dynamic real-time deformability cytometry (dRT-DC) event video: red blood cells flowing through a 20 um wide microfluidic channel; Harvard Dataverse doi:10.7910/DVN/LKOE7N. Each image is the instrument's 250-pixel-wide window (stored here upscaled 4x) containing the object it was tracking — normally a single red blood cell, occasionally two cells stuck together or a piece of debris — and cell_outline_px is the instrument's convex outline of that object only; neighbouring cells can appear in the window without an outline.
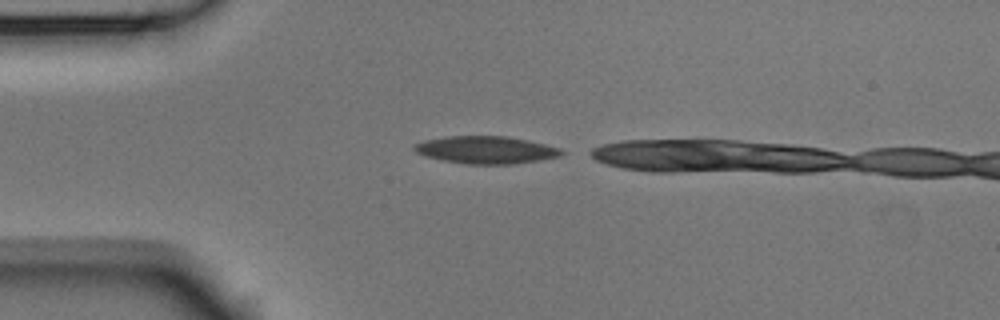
{"species": "Egyptian fruit bat (a non-hibernating species)", "species_latin": "Rousettus aegyptiacus", "temperature_condition": "room temperature", "stored_images_in_passage": 30, "camera_frame_rate_fps": 3000, "um_per_image_px": 0.085, "animal": {"sex": "male"}, "frame": {"image": 1, "passage_image": 1, "time_ms": 0.0, "image_size_px": [1000, 320], "cell_outline_px": [[564, 152], [560, 156], [540, 160], [512, 164], [468, 164], [444, 160], [424, 156], [416, 152], [412, 148], [412, 144], [424, 140], [444, 136], [508, 136], [544, 144], [560, 148]], "centroid_in_image_um": [41.26, 12.73], "position_along_channel_um": 43.7, "area_um2": 23.58}}
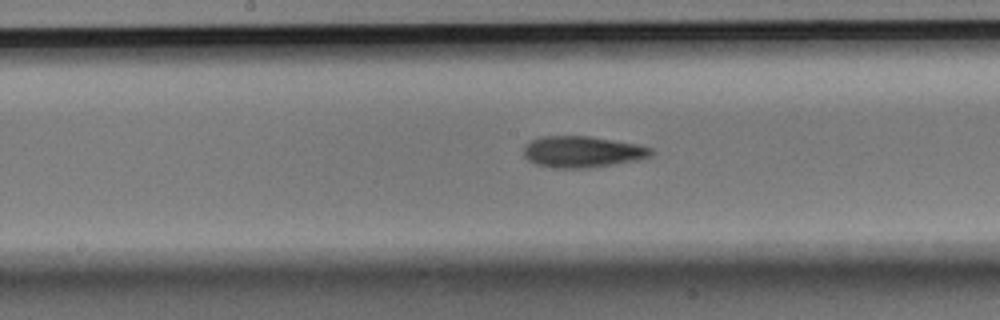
{"frame": {"image": 2, "passage_image": 15, "time_ms": 4.667, "image_size_px": [1000, 320], "cell_outline_px": [[656, 152], [652, 156], [640, 160], [588, 168], [556, 168], [536, 164], [528, 160], [524, 156], [524, 148], [532, 140], [544, 136], [588, 136], [640, 144], [652, 148]], "centroid_in_image_um": [49.58, 12.91], "position_along_channel_um": 198.6, "area_um2": 23.41}}
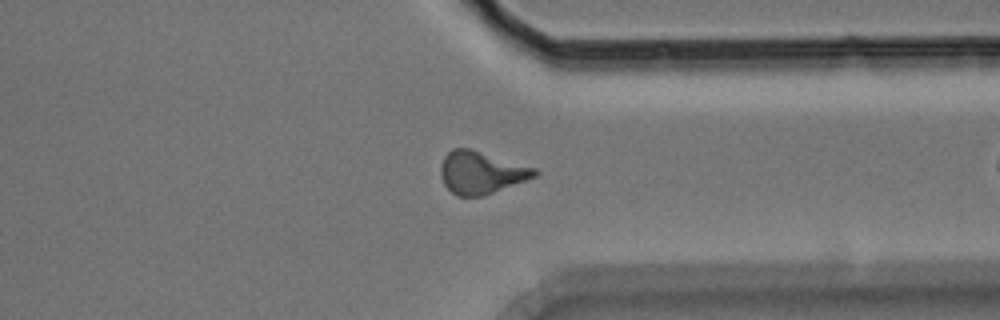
{"frame": {"image": 3, "passage_image": 29, "time_ms": 9.333, "image_size_px": [1000, 320], "cell_outline_px": [[540, 172], [536, 176], [528, 180], [484, 196], [456, 196], [444, 184], [440, 176], [440, 164], [444, 156], [452, 148], [472, 148], [536, 168]], "centroid_in_image_um": [40.9, 14.66], "position_along_channel_um": 370.5, "area_um2": 23.64}}